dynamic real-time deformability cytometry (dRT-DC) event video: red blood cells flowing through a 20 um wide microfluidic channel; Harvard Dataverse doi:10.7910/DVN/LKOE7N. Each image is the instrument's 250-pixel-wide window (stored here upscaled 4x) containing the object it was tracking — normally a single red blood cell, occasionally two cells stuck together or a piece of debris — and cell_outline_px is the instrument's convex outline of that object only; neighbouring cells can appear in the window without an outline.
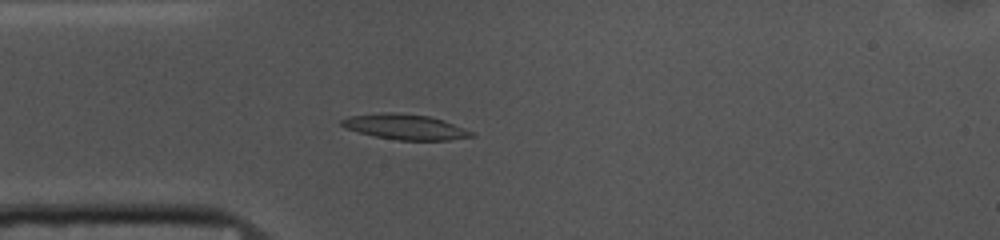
{"species": "common noctule bat (a hibernating species)", "species_latin": "Nyctalus noctula", "temperature_condition": "cold", "stored_images_in_passage": 52, "camera_frame_rate_fps": 3000, "um_per_image_px": 0.085, "animal": {"sex": "female", "body_mass_g": 10.0, "forearm_length_mm": 53.1}, "frame": {"image": 1, "passage_image": 12, "time_ms": 3.667, "image_size_px": [1000, 240], "cell_outline_px": [[476, 136], [448, 140], [396, 140], [376, 136], [344, 128], [340, 124], [340, 120], [352, 116], [384, 112], [396, 112], [428, 116], [444, 120], [472, 132]], "centroid_in_image_um": [34.43, 10.78], "position_along_channel_um": 50.6, "area_um2": 18.96}}
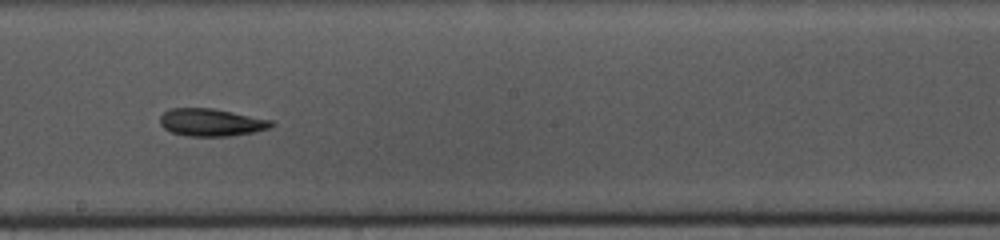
{"frame": {"image": 2, "passage_image": 27, "time_ms": 8.667, "image_size_px": [1000, 240], "cell_outline_px": [[276, 124], [272, 128], [256, 132], [228, 136], [188, 136], [172, 132], [164, 128], [160, 124], [160, 116], [168, 108], [212, 108], [272, 120]], "centroid_in_image_um": [17.98, 10.4], "position_along_channel_um": 230.2, "area_um2": 17.98}}
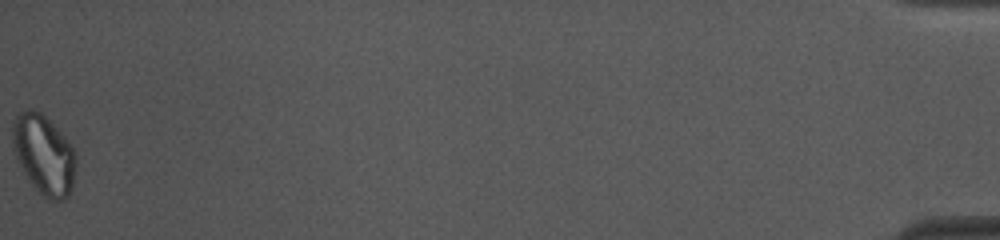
{"frame": {"image": 3, "passage_image": 52, "time_ms": 17.0, "image_size_px": [1000, 240], "cell_outline_px": [[76, 164], [72, 188], [68, 196], [64, 200], [52, 200], [44, 196], [32, 184], [24, 172], [16, 156], [12, 144], [12, 124], [16, 116], [20, 112], [28, 108], [40, 112], [64, 136], [76, 152]], "centroid_in_image_um": [3.73, 13.13], "position_along_channel_um": 431.5, "area_um2": 29.07}}